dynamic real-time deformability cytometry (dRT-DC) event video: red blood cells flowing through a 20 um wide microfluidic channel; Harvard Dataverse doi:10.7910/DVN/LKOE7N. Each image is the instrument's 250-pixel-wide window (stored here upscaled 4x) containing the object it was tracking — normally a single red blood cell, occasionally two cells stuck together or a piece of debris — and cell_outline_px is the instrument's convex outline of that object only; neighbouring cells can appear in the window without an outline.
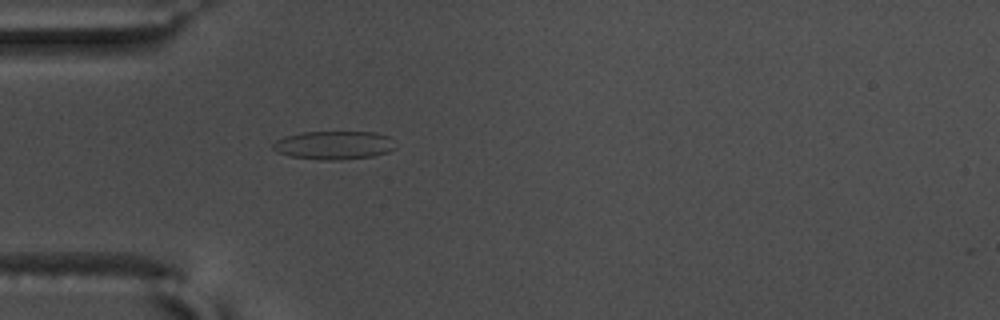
{"species": "common noctule bat (a hibernating species)", "species_latin": "Nyctalus noctula", "temperature_condition": "warm", "stored_images_in_passage": 27, "camera_frame_rate_fps": 3000, "um_per_image_px": 0.085, "animal": {"sex": "male", "body_mass_g": 17.5, "forearm_length_mm": 52.3}, "frame": {"image": 1, "passage_image": 3, "time_ms": 0.667, "image_size_px": [1000, 320], "cell_outline_px": [[396, 148], [388, 152], [372, 156], [340, 160], [320, 160], [288, 156], [276, 152], [272, 148], [272, 144], [276, 140], [284, 136], [300, 132], [376, 132], [388, 136]], "centroid_in_image_um": [28.33, 12.34], "position_along_channel_um": 56.7, "area_um2": 20.46}}
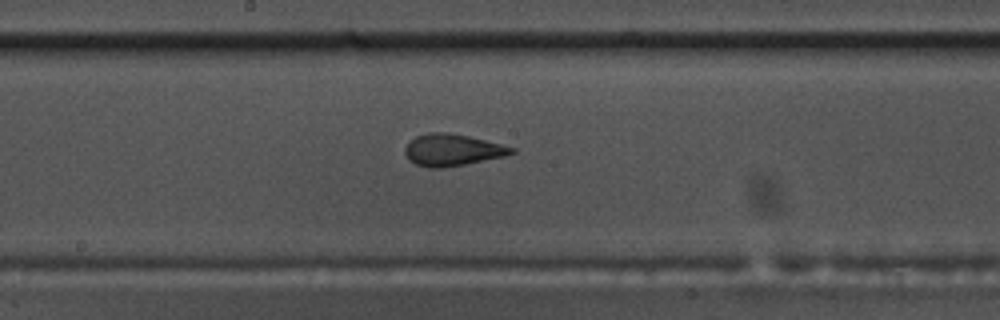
{"frame": {"image": 2, "passage_image": 16, "time_ms": 5.0, "image_size_px": [1000, 320], "cell_outline_px": [[516, 152], [504, 156], [464, 164], [440, 168], [428, 168], [416, 164], [408, 160], [404, 152], [404, 148], [416, 136], [428, 132], [448, 132], [468, 136], [516, 148]], "centroid_in_image_um": [38.42, 12.74], "position_along_channel_um": 209.8, "area_um2": 19.59}}
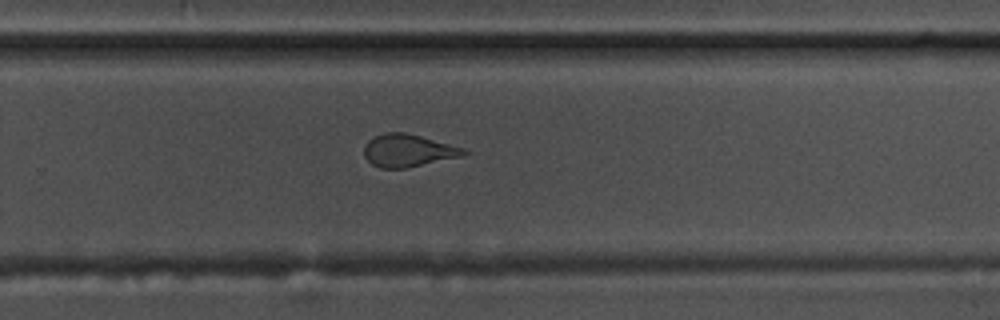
{"frame": {"image": 3, "passage_image": 23, "time_ms": 7.333, "image_size_px": [1000, 320], "cell_outline_px": [[472, 152], [460, 156], [408, 168], [380, 168], [372, 164], [364, 156], [364, 144], [372, 136], [384, 132], [404, 132], [420, 136], [464, 148]], "centroid_in_image_um": [34.65, 12.79], "position_along_channel_um": 295.2, "area_um2": 18.96}, "authors_computed_cell_mechanics": {"area_um2": 19.1318, "velocity_mm_per_s": 3.6637, "shape_relaxation_time_tau1_ms": 5.8568, "shape_relaxation_time_tau2_ms": 1.1041, "deformation_change_tau1": 0.1613, "deformation_change_tau2": 0.0825}}